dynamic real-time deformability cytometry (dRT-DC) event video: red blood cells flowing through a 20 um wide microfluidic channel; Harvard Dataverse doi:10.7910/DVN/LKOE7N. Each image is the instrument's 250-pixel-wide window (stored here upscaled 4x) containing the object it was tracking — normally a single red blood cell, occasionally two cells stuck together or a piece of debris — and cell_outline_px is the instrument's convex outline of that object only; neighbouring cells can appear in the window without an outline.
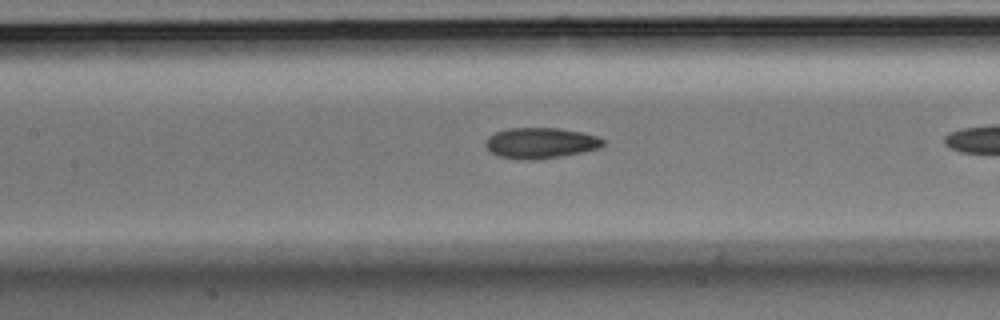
{"species": "Egyptian fruit bat (a non-hibernating species)", "species_latin": "Rousettus aegyptiacus", "temperature_condition": "room temperature", "stored_images_in_passage": 7, "segment_of_instrument_passage": [2, 2], "camera_frame_rate_fps": 3000, "um_per_image_px": 0.085, "animal": {"sex": "male"}, "frame": {"image": 1, "passage_image": 7, "time_ms": 2.0, "image_size_px": [1000, 320], "cell_outline_px": [[604, 144], [600, 148], [584, 152], [564, 156], [536, 160], [520, 160], [496, 156], [484, 144], [488, 136], [496, 132], [508, 128], [556, 128], [580, 132], [596, 136], [604, 140]], "centroid_in_image_um": [45.93, 12.17], "position_along_channel_um": 161.5, "area_um2": 21.21}}